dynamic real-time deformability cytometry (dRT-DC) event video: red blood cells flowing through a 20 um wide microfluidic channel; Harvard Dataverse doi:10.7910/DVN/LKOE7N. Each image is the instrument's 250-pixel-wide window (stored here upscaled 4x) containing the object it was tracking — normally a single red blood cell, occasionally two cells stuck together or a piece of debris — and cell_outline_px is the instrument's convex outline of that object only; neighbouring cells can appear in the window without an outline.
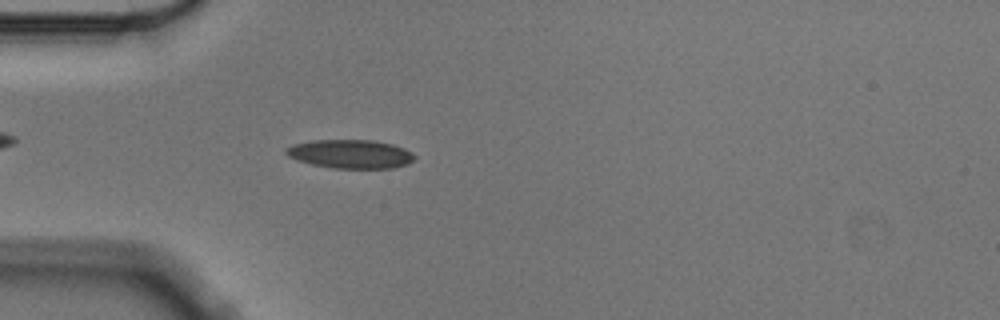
{"species": "Egyptian fruit bat (a non-hibernating species)", "species_latin": "Rousettus aegyptiacus", "temperature_condition": "cold", "stored_images_in_passage": 46, "camera_frame_rate_fps": 3000, "um_per_image_px": 0.085, "animal": {"sex": "male"}, "frame": {"image": 1, "passage_image": 6, "time_ms": 1.667, "image_size_px": [1000, 320], "cell_outline_px": [[416, 156], [412, 160], [404, 164], [392, 168], [332, 168], [312, 164], [288, 156], [284, 152], [284, 148], [292, 144], [312, 140], [372, 140], [392, 144], [404, 148], [412, 152]], "centroid_in_image_um": [29.75, 13.08], "position_along_channel_um": 55.2, "area_um2": 21.39}}
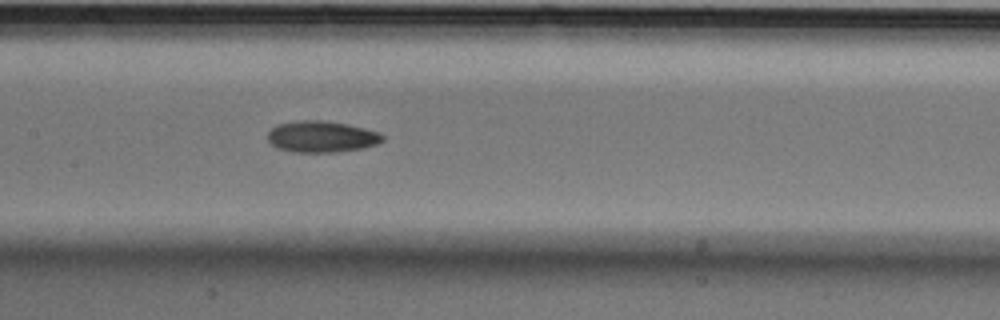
{"frame": {"image": 2, "passage_image": 17, "time_ms": 5.333, "image_size_px": [1000, 320], "cell_outline_px": [[384, 140], [376, 144], [360, 148], [336, 152], [292, 152], [276, 148], [268, 140], [268, 132], [276, 124], [300, 120], [324, 120], [348, 124], [380, 132], [384, 136]], "centroid_in_image_um": [27.32, 11.61], "position_along_channel_um": 180.1, "area_um2": 21.1}}
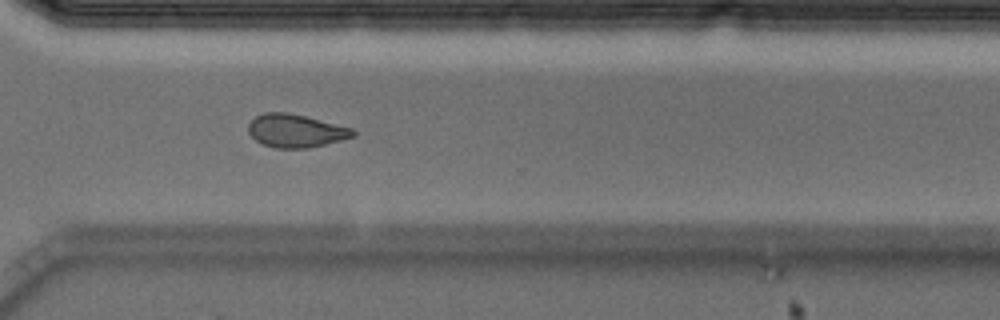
{"frame": {"image": 3, "passage_image": 31, "time_ms": 10.0, "image_size_px": [1000, 320], "cell_outline_px": [[356, 136], [308, 148], [276, 148], [264, 144], [256, 140], [248, 132], [248, 124], [256, 116], [264, 112], [288, 112], [352, 128], [356, 132]], "centroid_in_image_um": [25.13, 11.11], "position_along_channel_um": 345.5, "area_um2": 20.0}, "authors_computed_cell_mechanics": {"area_um2": 20.519, "velocity_mm_per_s": 3.5595, "shape_relaxation_time_tau1_ms": 9.0616, "shape_relaxation_time_tau2_ms": 5.6209, "deformation_change_tau1": 0.1666, "deformation_change_tau2": 0.1095}}